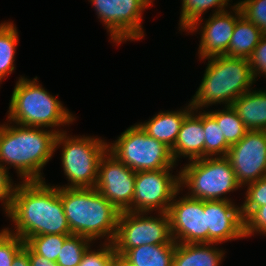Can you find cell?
<instances>
[{"label":"cell","instance_id":"obj_1","mask_svg":"<svg viewBox=\"0 0 266 266\" xmlns=\"http://www.w3.org/2000/svg\"><path fill=\"white\" fill-rule=\"evenodd\" d=\"M16 184L9 208L5 211L15 224L12 234L24 242L37 235H71L60 198V186L43 181H22Z\"/></svg>","mask_w":266,"mask_h":266},{"label":"cell","instance_id":"obj_2","mask_svg":"<svg viewBox=\"0 0 266 266\" xmlns=\"http://www.w3.org/2000/svg\"><path fill=\"white\" fill-rule=\"evenodd\" d=\"M11 123L0 125V165L16 168L23 181H43L41 170L52 158L57 134L64 131Z\"/></svg>","mask_w":266,"mask_h":266},{"label":"cell","instance_id":"obj_3","mask_svg":"<svg viewBox=\"0 0 266 266\" xmlns=\"http://www.w3.org/2000/svg\"><path fill=\"white\" fill-rule=\"evenodd\" d=\"M60 198L71 231L96 240L104 238L112 243L118 225L119 211L95 188L60 187Z\"/></svg>","mask_w":266,"mask_h":266},{"label":"cell","instance_id":"obj_4","mask_svg":"<svg viewBox=\"0 0 266 266\" xmlns=\"http://www.w3.org/2000/svg\"><path fill=\"white\" fill-rule=\"evenodd\" d=\"M210 59V61H209ZM255 78L247 58L215 56L208 58L201 84L193 96L190 105L198 112V108L211 104L233 102L246 93Z\"/></svg>","mask_w":266,"mask_h":266},{"label":"cell","instance_id":"obj_5","mask_svg":"<svg viewBox=\"0 0 266 266\" xmlns=\"http://www.w3.org/2000/svg\"><path fill=\"white\" fill-rule=\"evenodd\" d=\"M37 77H19L9 104V121L39 128L69 125L75 121L61 102L38 84Z\"/></svg>","mask_w":266,"mask_h":266},{"label":"cell","instance_id":"obj_6","mask_svg":"<svg viewBox=\"0 0 266 266\" xmlns=\"http://www.w3.org/2000/svg\"><path fill=\"white\" fill-rule=\"evenodd\" d=\"M180 187L191 190V198L210 200H229L222 195L241 187L235 172L226 157H205L189 161L179 172Z\"/></svg>","mask_w":266,"mask_h":266},{"label":"cell","instance_id":"obj_7","mask_svg":"<svg viewBox=\"0 0 266 266\" xmlns=\"http://www.w3.org/2000/svg\"><path fill=\"white\" fill-rule=\"evenodd\" d=\"M60 145L63 171L71 182L65 188H95L99 161L108 150V144L98 137H69L64 131L57 134L55 150Z\"/></svg>","mask_w":266,"mask_h":266},{"label":"cell","instance_id":"obj_8","mask_svg":"<svg viewBox=\"0 0 266 266\" xmlns=\"http://www.w3.org/2000/svg\"><path fill=\"white\" fill-rule=\"evenodd\" d=\"M108 151L134 172L172 169L176 165L171 149L149 136L139 123L108 144Z\"/></svg>","mask_w":266,"mask_h":266},{"label":"cell","instance_id":"obj_9","mask_svg":"<svg viewBox=\"0 0 266 266\" xmlns=\"http://www.w3.org/2000/svg\"><path fill=\"white\" fill-rule=\"evenodd\" d=\"M145 214L146 212L130 211L120 213L112 242L117 254L123 255L128 249L142 245L176 244L167 212H158L159 218Z\"/></svg>","mask_w":266,"mask_h":266},{"label":"cell","instance_id":"obj_10","mask_svg":"<svg viewBox=\"0 0 266 266\" xmlns=\"http://www.w3.org/2000/svg\"><path fill=\"white\" fill-rule=\"evenodd\" d=\"M113 42L140 40L144 37L142 11L152 0H90Z\"/></svg>","mask_w":266,"mask_h":266},{"label":"cell","instance_id":"obj_11","mask_svg":"<svg viewBox=\"0 0 266 266\" xmlns=\"http://www.w3.org/2000/svg\"><path fill=\"white\" fill-rule=\"evenodd\" d=\"M171 169L138 171L135 177L132 212H168L180 189V174L172 176Z\"/></svg>","mask_w":266,"mask_h":266},{"label":"cell","instance_id":"obj_12","mask_svg":"<svg viewBox=\"0 0 266 266\" xmlns=\"http://www.w3.org/2000/svg\"><path fill=\"white\" fill-rule=\"evenodd\" d=\"M135 177L136 172L107 150L99 161L95 189L119 211L132 212Z\"/></svg>","mask_w":266,"mask_h":266},{"label":"cell","instance_id":"obj_13","mask_svg":"<svg viewBox=\"0 0 266 266\" xmlns=\"http://www.w3.org/2000/svg\"><path fill=\"white\" fill-rule=\"evenodd\" d=\"M226 158L241 186L266 176V131H247L239 142L230 146Z\"/></svg>","mask_w":266,"mask_h":266},{"label":"cell","instance_id":"obj_14","mask_svg":"<svg viewBox=\"0 0 266 266\" xmlns=\"http://www.w3.org/2000/svg\"><path fill=\"white\" fill-rule=\"evenodd\" d=\"M167 213L172 237L176 243H207V220L203 200L187 195L180 200L173 199Z\"/></svg>","mask_w":266,"mask_h":266},{"label":"cell","instance_id":"obj_15","mask_svg":"<svg viewBox=\"0 0 266 266\" xmlns=\"http://www.w3.org/2000/svg\"><path fill=\"white\" fill-rule=\"evenodd\" d=\"M207 243L217 244L245 238L242 209L229 200L204 201Z\"/></svg>","mask_w":266,"mask_h":266},{"label":"cell","instance_id":"obj_16","mask_svg":"<svg viewBox=\"0 0 266 266\" xmlns=\"http://www.w3.org/2000/svg\"><path fill=\"white\" fill-rule=\"evenodd\" d=\"M234 15L223 11L213 12L201 28L199 58L207 59L215 56H227L228 46L233 35L237 19L242 15L238 4L233 6Z\"/></svg>","mask_w":266,"mask_h":266},{"label":"cell","instance_id":"obj_17","mask_svg":"<svg viewBox=\"0 0 266 266\" xmlns=\"http://www.w3.org/2000/svg\"><path fill=\"white\" fill-rule=\"evenodd\" d=\"M194 109L184 118L176 142L171 149L174 162L180 156L190 161L205 158V135L203 130V112L194 114Z\"/></svg>","mask_w":266,"mask_h":266},{"label":"cell","instance_id":"obj_18","mask_svg":"<svg viewBox=\"0 0 266 266\" xmlns=\"http://www.w3.org/2000/svg\"><path fill=\"white\" fill-rule=\"evenodd\" d=\"M193 110L189 105L179 111H167L156 114L146 123H140L141 128L152 138L173 148L184 118Z\"/></svg>","mask_w":266,"mask_h":266},{"label":"cell","instance_id":"obj_19","mask_svg":"<svg viewBox=\"0 0 266 266\" xmlns=\"http://www.w3.org/2000/svg\"><path fill=\"white\" fill-rule=\"evenodd\" d=\"M232 107L248 131H266V90H248L233 102Z\"/></svg>","mask_w":266,"mask_h":266},{"label":"cell","instance_id":"obj_20","mask_svg":"<svg viewBox=\"0 0 266 266\" xmlns=\"http://www.w3.org/2000/svg\"><path fill=\"white\" fill-rule=\"evenodd\" d=\"M213 243H176L173 266H220L223 250Z\"/></svg>","mask_w":266,"mask_h":266},{"label":"cell","instance_id":"obj_21","mask_svg":"<svg viewBox=\"0 0 266 266\" xmlns=\"http://www.w3.org/2000/svg\"><path fill=\"white\" fill-rule=\"evenodd\" d=\"M261 36V30L244 15H241L236 21L227 56L248 59L258 45Z\"/></svg>","mask_w":266,"mask_h":266},{"label":"cell","instance_id":"obj_22","mask_svg":"<svg viewBox=\"0 0 266 266\" xmlns=\"http://www.w3.org/2000/svg\"><path fill=\"white\" fill-rule=\"evenodd\" d=\"M176 244L142 245L122 256L134 266H173Z\"/></svg>","mask_w":266,"mask_h":266},{"label":"cell","instance_id":"obj_23","mask_svg":"<svg viewBox=\"0 0 266 266\" xmlns=\"http://www.w3.org/2000/svg\"><path fill=\"white\" fill-rule=\"evenodd\" d=\"M229 0H182L180 17V29L186 31H197L198 25L203 20L202 15L211 7H217L215 13L226 11L225 6Z\"/></svg>","mask_w":266,"mask_h":266},{"label":"cell","instance_id":"obj_24","mask_svg":"<svg viewBox=\"0 0 266 266\" xmlns=\"http://www.w3.org/2000/svg\"><path fill=\"white\" fill-rule=\"evenodd\" d=\"M18 32L12 22L0 24V82L15 70V53Z\"/></svg>","mask_w":266,"mask_h":266},{"label":"cell","instance_id":"obj_25","mask_svg":"<svg viewBox=\"0 0 266 266\" xmlns=\"http://www.w3.org/2000/svg\"><path fill=\"white\" fill-rule=\"evenodd\" d=\"M208 113L216 120L229 146L239 142L248 131L232 106H225L224 110L208 111Z\"/></svg>","mask_w":266,"mask_h":266},{"label":"cell","instance_id":"obj_26","mask_svg":"<svg viewBox=\"0 0 266 266\" xmlns=\"http://www.w3.org/2000/svg\"><path fill=\"white\" fill-rule=\"evenodd\" d=\"M203 130L205 135V157L213 155L226 157L230 146L225 141L216 120L206 111L203 112Z\"/></svg>","mask_w":266,"mask_h":266},{"label":"cell","instance_id":"obj_27","mask_svg":"<svg viewBox=\"0 0 266 266\" xmlns=\"http://www.w3.org/2000/svg\"><path fill=\"white\" fill-rule=\"evenodd\" d=\"M92 240L87 237L71 234L69 235L59 252L56 264L58 266H78L82 256L90 247Z\"/></svg>","mask_w":266,"mask_h":266},{"label":"cell","instance_id":"obj_28","mask_svg":"<svg viewBox=\"0 0 266 266\" xmlns=\"http://www.w3.org/2000/svg\"><path fill=\"white\" fill-rule=\"evenodd\" d=\"M69 235L46 234L29 237L25 243L37 254L44 256L49 261H57L59 252L65 239Z\"/></svg>","mask_w":266,"mask_h":266},{"label":"cell","instance_id":"obj_29","mask_svg":"<svg viewBox=\"0 0 266 266\" xmlns=\"http://www.w3.org/2000/svg\"><path fill=\"white\" fill-rule=\"evenodd\" d=\"M24 241L6 228L0 232V266H12L14 257L23 249Z\"/></svg>","mask_w":266,"mask_h":266},{"label":"cell","instance_id":"obj_30","mask_svg":"<svg viewBox=\"0 0 266 266\" xmlns=\"http://www.w3.org/2000/svg\"><path fill=\"white\" fill-rule=\"evenodd\" d=\"M246 185V198L241 205L243 218L253 209L266 205V176Z\"/></svg>","mask_w":266,"mask_h":266},{"label":"cell","instance_id":"obj_31","mask_svg":"<svg viewBox=\"0 0 266 266\" xmlns=\"http://www.w3.org/2000/svg\"><path fill=\"white\" fill-rule=\"evenodd\" d=\"M237 4L242 15L266 35V0H242Z\"/></svg>","mask_w":266,"mask_h":266},{"label":"cell","instance_id":"obj_32","mask_svg":"<svg viewBox=\"0 0 266 266\" xmlns=\"http://www.w3.org/2000/svg\"><path fill=\"white\" fill-rule=\"evenodd\" d=\"M115 254L113 243L105 241L104 246L97 251H92L89 247L78 266H111Z\"/></svg>","mask_w":266,"mask_h":266},{"label":"cell","instance_id":"obj_33","mask_svg":"<svg viewBox=\"0 0 266 266\" xmlns=\"http://www.w3.org/2000/svg\"><path fill=\"white\" fill-rule=\"evenodd\" d=\"M254 232L266 235V205L253 209L244 218V235L248 237Z\"/></svg>","mask_w":266,"mask_h":266},{"label":"cell","instance_id":"obj_34","mask_svg":"<svg viewBox=\"0 0 266 266\" xmlns=\"http://www.w3.org/2000/svg\"><path fill=\"white\" fill-rule=\"evenodd\" d=\"M254 78L260 73L266 77V35H262L252 55L248 58Z\"/></svg>","mask_w":266,"mask_h":266},{"label":"cell","instance_id":"obj_35","mask_svg":"<svg viewBox=\"0 0 266 266\" xmlns=\"http://www.w3.org/2000/svg\"><path fill=\"white\" fill-rule=\"evenodd\" d=\"M7 170L8 169H5L0 165V201L3 200V208L5 211L11 204L12 197L16 188V184L15 186L13 185L14 183L8 175L9 173Z\"/></svg>","mask_w":266,"mask_h":266},{"label":"cell","instance_id":"obj_36","mask_svg":"<svg viewBox=\"0 0 266 266\" xmlns=\"http://www.w3.org/2000/svg\"><path fill=\"white\" fill-rule=\"evenodd\" d=\"M28 257L30 260V266H58L56 262L49 261L44 256L35 253L29 246H28Z\"/></svg>","mask_w":266,"mask_h":266},{"label":"cell","instance_id":"obj_37","mask_svg":"<svg viewBox=\"0 0 266 266\" xmlns=\"http://www.w3.org/2000/svg\"><path fill=\"white\" fill-rule=\"evenodd\" d=\"M12 266H30L28 245L24 243L23 249L14 257Z\"/></svg>","mask_w":266,"mask_h":266},{"label":"cell","instance_id":"obj_38","mask_svg":"<svg viewBox=\"0 0 266 266\" xmlns=\"http://www.w3.org/2000/svg\"><path fill=\"white\" fill-rule=\"evenodd\" d=\"M111 266H134L127 261L122 255L115 254Z\"/></svg>","mask_w":266,"mask_h":266}]
</instances>
